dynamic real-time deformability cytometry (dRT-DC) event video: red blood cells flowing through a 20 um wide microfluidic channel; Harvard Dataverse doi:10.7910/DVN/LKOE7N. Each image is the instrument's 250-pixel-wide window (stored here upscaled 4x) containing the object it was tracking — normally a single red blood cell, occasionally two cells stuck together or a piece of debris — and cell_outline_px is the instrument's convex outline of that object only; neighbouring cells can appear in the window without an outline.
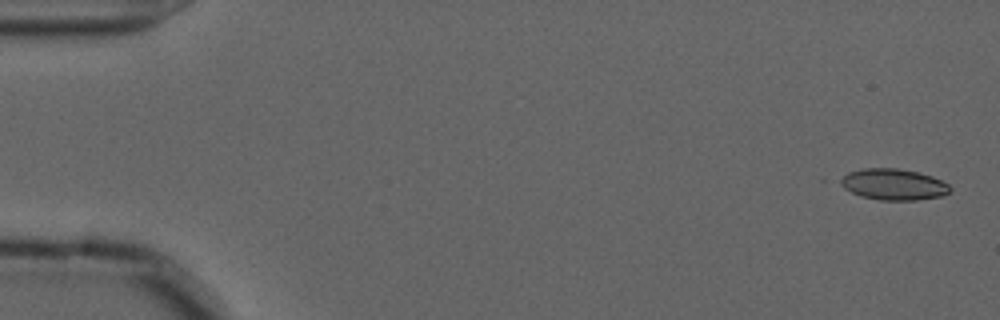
{"species": "common noctule bat (a hibernating species)", "species_latin": "Nyctalus noctula", "temperature_condition": "cold", "stored_images_in_passage": 5, "camera_frame_rate_fps": 3000, "um_per_image_px": 0.085, "animal": {"sex": "male", "forearm_length_mm": 52.5}, "frame": {"image": 1, "passage_image": 2, "time_ms": 0.333, "image_size_px": [1000, 320], "cell_outline_px": [[952, 192], [944, 196], [916, 200], [880, 200], [860, 196], [844, 188], [836, 180], [848, 172], [864, 168], [896, 168], [916, 172], [932, 176], [948, 184], [952, 188]], "centroid_in_image_um": [75.94, 15.68], "position_along_channel_um": 9.1, "area_um2": 20.11}}